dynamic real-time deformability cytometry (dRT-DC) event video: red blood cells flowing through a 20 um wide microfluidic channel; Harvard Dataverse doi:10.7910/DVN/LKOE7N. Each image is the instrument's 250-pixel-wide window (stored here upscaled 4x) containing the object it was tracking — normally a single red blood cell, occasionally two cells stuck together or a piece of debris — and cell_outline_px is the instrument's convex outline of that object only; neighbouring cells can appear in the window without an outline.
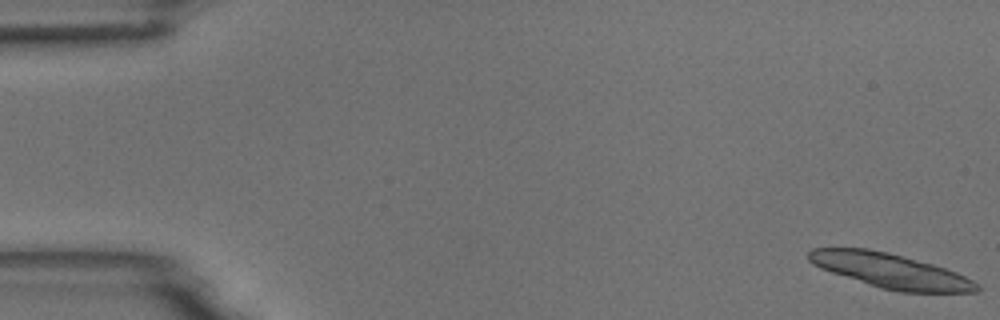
{"species": "common noctule bat (a hibernating species)", "species_latin": "Nyctalus noctula", "temperature_condition": "room temperature", "stored_images_in_passage": 54, "camera_frame_rate_fps": 3000, "um_per_image_px": 0.085, "animal": {"sex": "male", "body_mass_g": 18.8}, "frame": {"image": 1, "passage_image": 1, "time_ms": 0.0, "image_size_px": [1000, 320], "cell_outline_px": [[980, 288], [976, 292], [900, 292], [880, 288], [820, 268], [812, 264], [808, 260], [808, 252], [812, 248], [868, 248], [888, 252], [932, 264], [956, 272], [980, 284]], "centroid_in_image_um": [75.68, 23.01], "position_along_channel_um": 9.3, "area_um2": 33.7}, "authors_computed_cell_mechanics": {"area_um2": 17.8024, "velocity_mm_per_s": 3.7076, "shape_relaxation_time_tau1_ms": 6.6609, "shape_relaxation_time_tau2_ms": null, "deformation_change_tau1": 0.1263, "deformation_change_tau2": null}}